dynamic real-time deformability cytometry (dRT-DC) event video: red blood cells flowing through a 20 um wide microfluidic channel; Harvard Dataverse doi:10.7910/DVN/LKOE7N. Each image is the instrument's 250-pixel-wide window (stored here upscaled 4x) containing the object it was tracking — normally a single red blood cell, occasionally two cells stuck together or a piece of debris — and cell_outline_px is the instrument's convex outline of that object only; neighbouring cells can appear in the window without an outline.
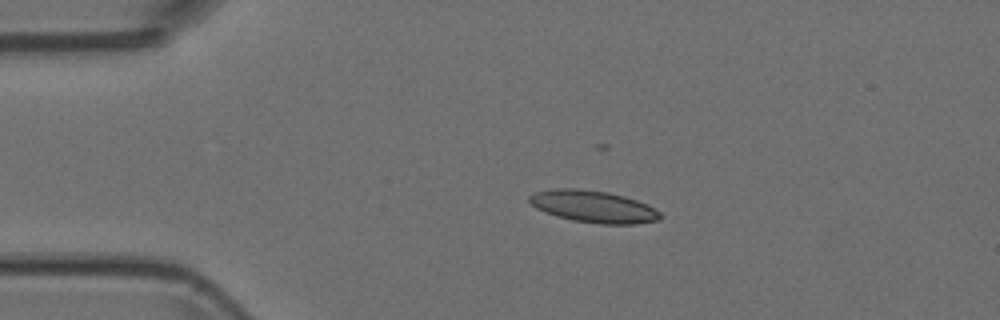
{"species": "Egyptian fruit bat (a non-hibernating species)", "species_latin": "Rousettus aegyptiacus", "temperature_condition": "room temperature", "stored_images_in_passage": 4, "camera_frame_rate_fps": 3000, "um_per_image_px": 0.085, "animal": {"sex": "female"}, "frame": {"image": 1, "passage_image": 3, "time_ms": 0.667, "image_size_px": [1000, 320], "cell_outline_px": [[664, 216], [660, 220], [636, 224], [600, 224], [572, 220], [556, 216], [544, 212], [536, 208], [528, 200], [528, 196], [536, 192], [552, 188], [576, 188], [608, 192], [624, 196], [648, 204], [660, 212]], "centroid_in_image_um": [50.46, 17.56], "position_along_channel_um": 34.5, "area_um2": 24.62}}